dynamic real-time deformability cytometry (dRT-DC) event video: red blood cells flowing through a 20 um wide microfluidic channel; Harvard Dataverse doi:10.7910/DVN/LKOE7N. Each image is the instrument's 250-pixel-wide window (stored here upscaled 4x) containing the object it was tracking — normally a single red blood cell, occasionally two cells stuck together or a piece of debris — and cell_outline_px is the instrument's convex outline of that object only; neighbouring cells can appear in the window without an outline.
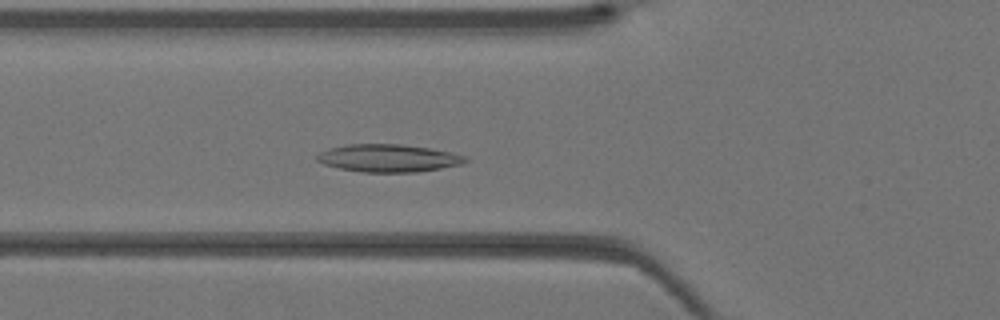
{"species": "Egyptian fruit bat (a non-hibernating species)", "species_latin": "Rousettus aegyptiacus", "temperature_condition": "warm", "stored_images_in_passage": 31, "camera_frame_rate_fps": 3000, "um_per_image_px": 0.085, "animal": {"sex": "female"}, "frame": {"image": 1, "passage_image": 6, "time_ms": 1.667, "image_size_px": [1000, 320], "cell_outline_px": [[468, 160], [464, 164], [420, 172], [364, 172], [340, 168], [324, 164], [316, 160], [316, 156], [320, 152], [328, 148], [348, 144], [404, 144], [428, 148], [468, 156]], "centroid_in_image_um": [33.04, 13.44], "position_along_channel_um": 92.8, "area_um2": 23.99}}
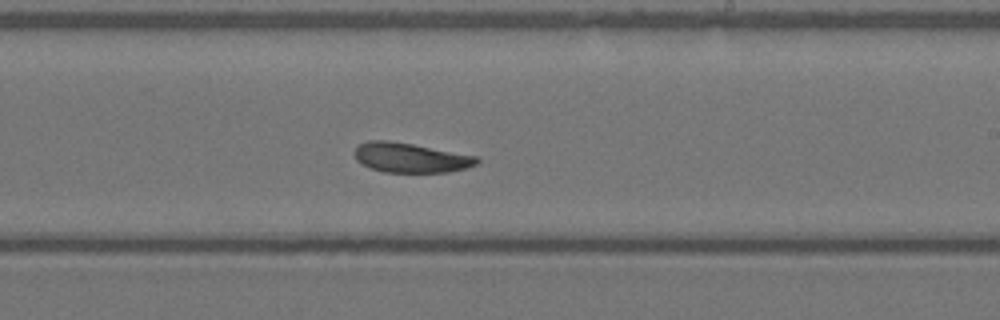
{"frame": {"image": 2, "passage_image": 16, "time_ms": 5.0, "image_size_px": [1000, 320], "cell_outline_px": [[480, 160], [476, 164], [464, 168], [448, 172], [384, 172], [372, 168], [356, 160], [352, 152], [356, 144], [368, 140], [388, 140], [412, 144], [476, 156]], "centroid_in_image_um": [34.82, 13.39], "position_along_channel_um": 254.2, "area_um2": 21.1}}
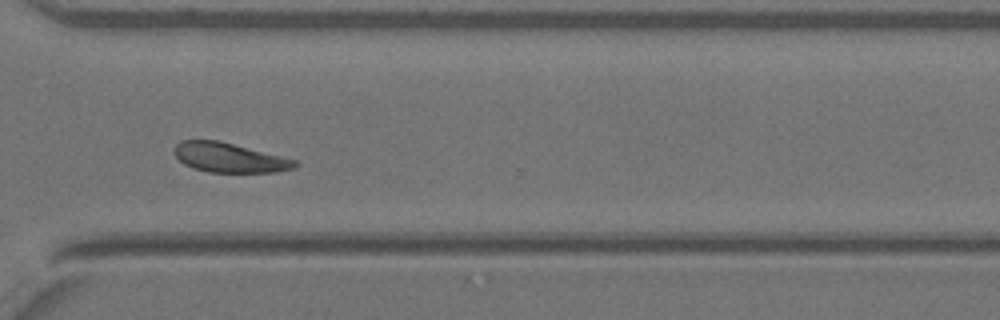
{"frame": {"image": 3, "passage_image": 22, "time_ms": 7.0, "image_size_px": [1000, 320], "cell_outline_px": [[300, 164], [296, 168], [276, 172], [208, 172], [192, 168], [184, 164], [176, 156], [176, 144], [180, 140], [220, 140], [296, 160]], "centroid_in_image_um": [19.53, 13.4], "position_along_channel_um": 351.1, "area_um2": 20.75}}